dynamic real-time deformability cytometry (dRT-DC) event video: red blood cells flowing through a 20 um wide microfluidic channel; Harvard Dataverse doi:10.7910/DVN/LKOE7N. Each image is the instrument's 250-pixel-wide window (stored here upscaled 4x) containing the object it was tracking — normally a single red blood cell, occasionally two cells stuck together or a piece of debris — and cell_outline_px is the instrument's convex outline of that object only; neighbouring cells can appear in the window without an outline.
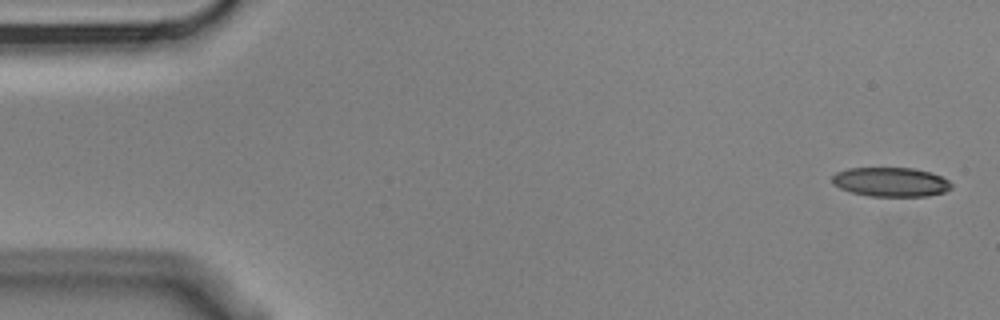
{"species": "Egyptian fruit bat (a non-hibernating species)", "species_latin": "Rousettus aegyptiacus", "temperature_condition": "cold", "stored_images_in_passage": 5, "segment_of_instrument_passage": [1, 2], "camera_frame_rate_fps": 3000, "um_per_image_px": 0.085, "animal": {"sex": "male"}, "frame": {"image": 1, "passage_image": 1, "time_ms": 0.0, "image_size_px": [1000, 320], "cell_outline_px": [[952, 188], [944, 192], [928, 196], [868, 196], [852, 192], [840, 188], [832, 184], [832, 176], [836, 172], [848, 168], [912, 168], [932, 172], [948, 180], [952, 184]], "centroid_in_image_um": [75.72, 15.47], "position_along_channel_um": 9.3, "area_um2": 20.4}}
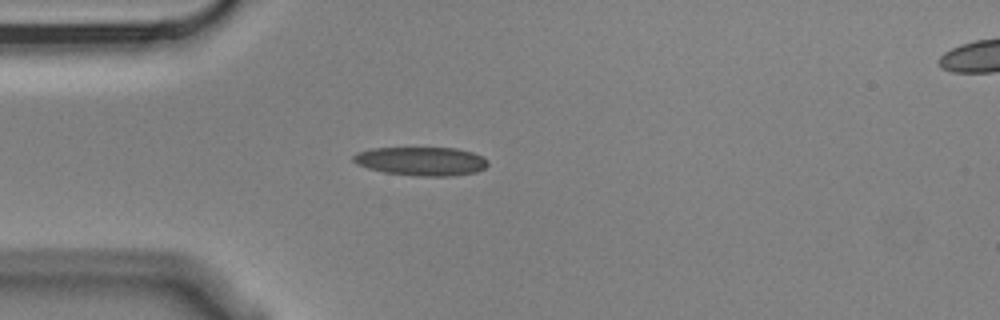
{"frame": {"image": 2, "passage_image": 4, "time_ms": 1.0, "image_size_px": [1000, 320], "cell_outline_px": [[488, 164], [484, 168], [476, 172], [456, 176], [412, 176], [384, 172], [368, 168], [356, 164], [352, 160], [352, 156], [356, 152], [372, 148], [456, 148], [472, 152], [484, 156], [488, 160]], "centroid_in_image_um": [35.81, 13.71], "position_along_channel_um": 49.2, "area_um2": 22.77}}